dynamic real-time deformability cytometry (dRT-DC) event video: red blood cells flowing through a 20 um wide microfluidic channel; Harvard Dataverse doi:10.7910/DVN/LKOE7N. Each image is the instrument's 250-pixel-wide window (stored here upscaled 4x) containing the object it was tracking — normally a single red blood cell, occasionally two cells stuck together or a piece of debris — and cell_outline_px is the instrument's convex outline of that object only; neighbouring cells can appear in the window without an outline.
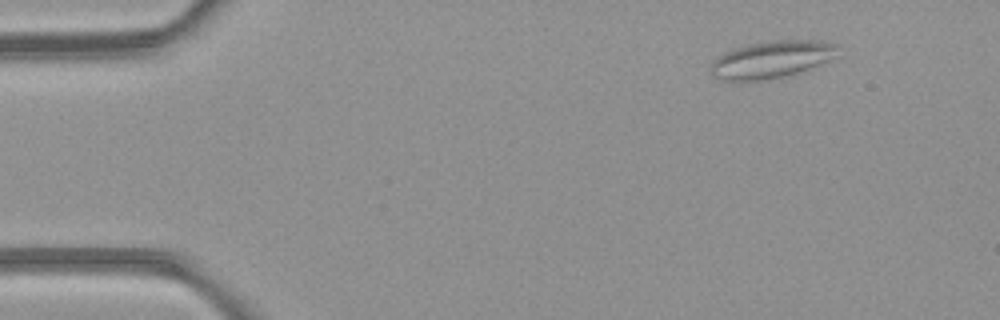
{"species": "common noctule bat (a hibernating species)", "species_latin": "Nyctalus noctula", "temperature_condition": "room temperature", "stored_images_in_passage": 5, "camera_frame_rate_fps": 3000, "um_per_image_px": 0.085, "animal": {"sex": "female", "body_mass_g": 21.9}, "frame": {"image": 1, "passage_image": 1, "time_ms": 0.0, "image_size_px": [1000, 320], "cell_outline_px": [[840, 56], [808, 68], [784, 76], [760, 80], [720, 80], [712, 76], [712, 64], [724, 52], [736, 48], [752, 44], [776, 40], [812, 40], [832, 44]], "centroid_in_image_um": [65.58, 5.06], "position_along_channel_um": 19.4, "area_um2": 26.65}}